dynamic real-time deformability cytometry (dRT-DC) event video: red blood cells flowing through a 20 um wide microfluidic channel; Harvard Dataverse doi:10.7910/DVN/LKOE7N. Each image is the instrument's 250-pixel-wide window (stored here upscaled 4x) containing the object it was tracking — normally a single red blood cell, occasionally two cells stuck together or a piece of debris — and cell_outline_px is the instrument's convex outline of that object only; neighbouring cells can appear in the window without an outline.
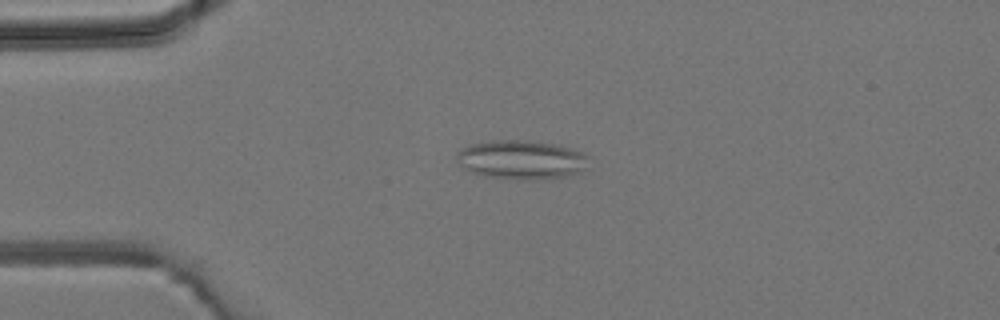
{"species": "common noctule bat (a hibernating species)", "species_latin": "Nyctalus noctula", "temperature_condition": "room temperature", "stored_images_in_passage": 6, "camera_frame_rate_fps": 3000, "um_per_image_px": 0.085, "animal": {"sex": "male", "body_mass_g": 19.2, "forearm_length_mm": 51.8}, "frame": {"image": 1, "passage_image": 3, "time_ms": 2.333, "image_size_px": [1000, 320], "cell_outline_px": [[588, 168], [564, 176], [532, 180], [488, 176], [472, 172], [464, 168], [460, 164], [456, 156], [456, 152], [460, 148], [468, 144], [492, 140], [524, 140], [552, 144], [568, 148], [580, 152], [588, 156]], "centroid_in_image_um": [44.27, 13.56], "position_along_channel_um": 40.7, "area_um2": 29.65}}
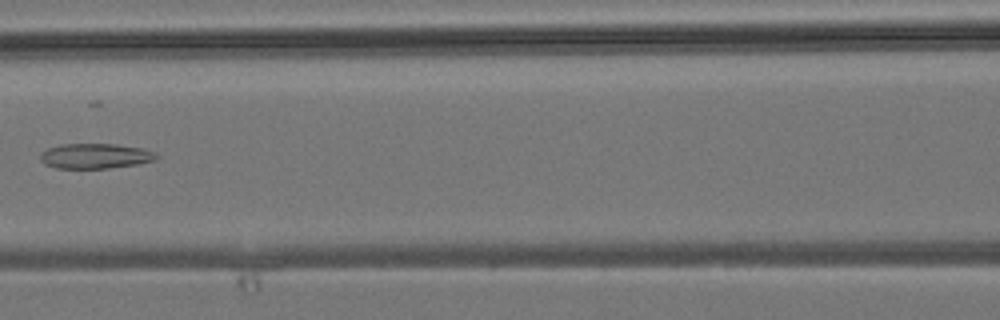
{"frame": {"image": 2, "passage_image": 6, "time_ms": 5.667, "image_size_px": [1000, 320], "cell_outline_px": [[160, 156], [156, 160], [136, 164], [108, 168], [56, 168], [44, 164], [40, 160], [40, 152], [48, 148], [60, 144], [116, 144], [144, 148], [156, 152]], "centroid_in_image_um": [8.11, 13.25], "position_along_channel_um": 158.5, "area_um2": 17.17}}